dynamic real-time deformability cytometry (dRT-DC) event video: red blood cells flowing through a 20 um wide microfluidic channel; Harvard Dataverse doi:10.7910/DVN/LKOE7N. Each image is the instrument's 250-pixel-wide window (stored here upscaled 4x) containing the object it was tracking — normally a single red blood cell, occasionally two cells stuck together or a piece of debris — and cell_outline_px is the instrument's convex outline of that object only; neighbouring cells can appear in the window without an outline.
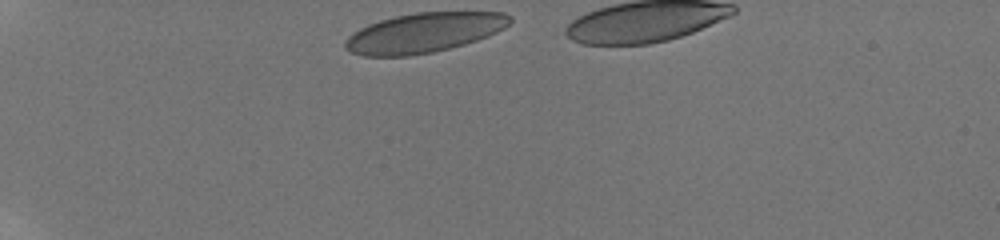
{"species": "human", "species_latin": "Homo sapiens", "temperature_condition": "room temperature", "stored_images_in_passage": 35, "camera_frame_rate_fps": 3000, "um_per_image_px": 0.085, "donor": {"sex": "male"}, "frame": {"image": 1, "passage_image": 1, "time_ms": 0.0, "image_size_px": [1000, 240], "cell_outline_px": [[512, 20], [504, 28], [488, 36], [464, 44], [432, 52], [408, 56], [364, 56], [352, 52], [344, 48], [344, 40], [348, 36], [360, 28], [368, 24], [380, 20], [396, 16], [416, 12], [504, 12], [512, 16]], "centroid_in_image_um": [36.03, 2.78], "position_along_channel_um": 49.0, "area_um2": 38.03}}
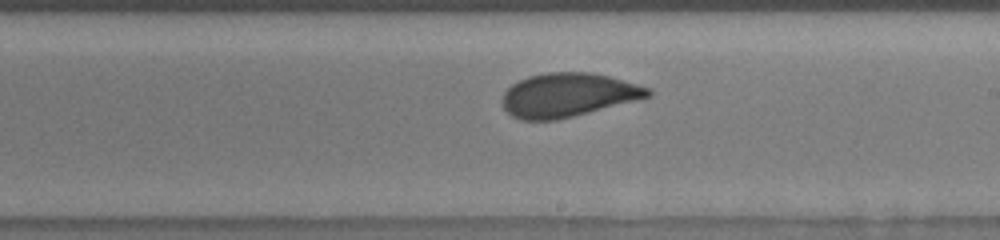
{"frame": {"image": 2, "passage_image": 20, "time_ms": 6.333, "image_size_px": [1000, 240], "cell_outline_px": [[652, 96], [556, 120], [520, 120], [512, 116], [504, 108], [500, 100], [504, 92], [512, 84], [528, 76], [544, 72], [592, 72], [608, 76], [652, 88]], "centroid_in_image_um": [48.26, 8.06], "position_along_channel_um": 240.7, "area_um2": 37.17}}
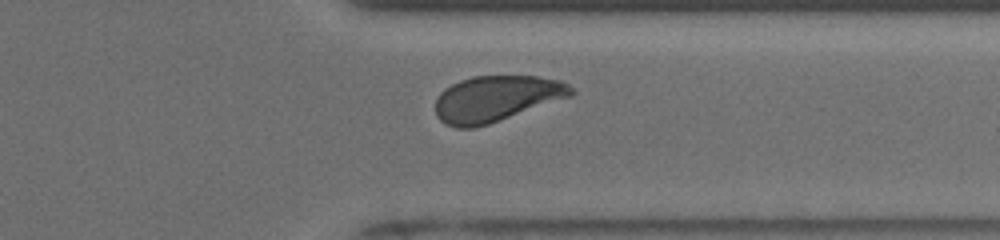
{"frame": {"image": 3, "passage_image": 30, "time_ms": 9.667, "image_size_px": [1000, 240], "cell_outline_px": [[576, 92], [572, 96], [488, 124], [472, 128], [456, 128], [444, 124], [436, 116], [436, 100], [440, 92], [444, 88], [460, 80], [472, 76], [536, 76], [560, 80], [568, 84]], "centroid_in_image_um": [42.17, 8.38], "position_along_channel_um": 369.2, "area_um2": 36.36}, "authors_computed_cell_mechanics": {"area_um2": 37.5122, "velocity_mm_per_s": 3.8389, "shape_relaxation_time_tau1_ms": 4.2572, "shape_relaxation_time_tau2_ms": null, "deformation_change_tau1": 0.1158, "deformation_change_tau2": null}}